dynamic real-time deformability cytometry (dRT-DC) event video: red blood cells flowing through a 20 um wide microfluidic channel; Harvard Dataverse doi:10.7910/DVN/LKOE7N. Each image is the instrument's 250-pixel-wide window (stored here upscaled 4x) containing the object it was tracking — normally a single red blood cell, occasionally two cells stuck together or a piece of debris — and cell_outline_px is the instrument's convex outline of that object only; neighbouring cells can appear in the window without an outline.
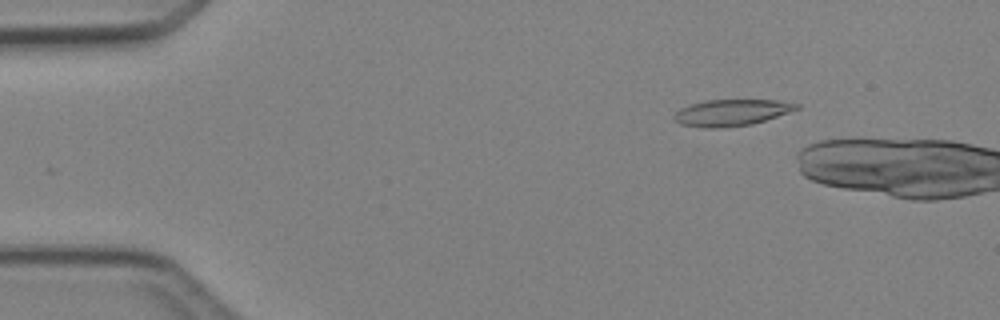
{"species": "Egyptian fruit bat (a non-hibernating species)", "species_latin": "Rousettus aegyptiacus", "temperature_condition": "cold", "stored_images_in_passage": 3, "camera_frame_rate_fps": 3000, "um_per_image_px": 0.085, "animal": {"sex": "female"}, "frame": {"image": 1, "passage_image": 2, "time_ms": 1.0, "image_size_px": [1000, 320], "cell_outline_px": [[800, 108], [752, 124], [720, 128], [704, 128], [680, 124], [672, 120], [672, 116], [680, 108], [692, 104], [708, 100], [776, 100], [800, 104]], "centroid_in_image_um": [62.13, 9.58], "position_along_channel_um": 22.9, "area_um2": 18.79}}